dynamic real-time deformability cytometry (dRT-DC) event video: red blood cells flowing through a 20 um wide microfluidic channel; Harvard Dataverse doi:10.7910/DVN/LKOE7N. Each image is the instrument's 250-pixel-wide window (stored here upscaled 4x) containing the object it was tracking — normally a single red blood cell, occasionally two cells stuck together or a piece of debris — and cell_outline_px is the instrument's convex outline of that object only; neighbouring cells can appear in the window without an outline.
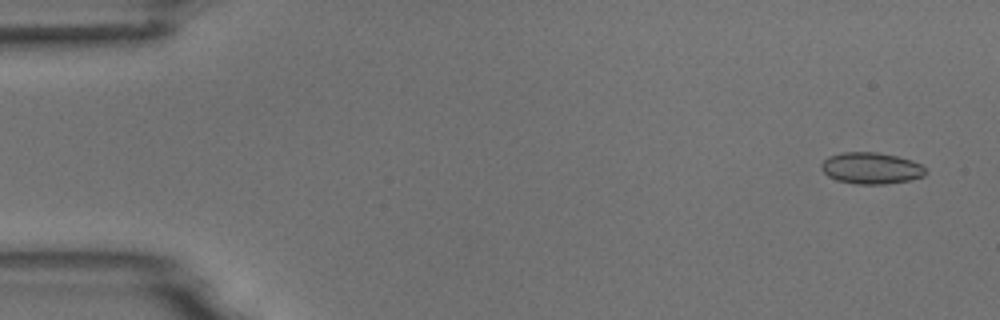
{"species": "common noctule bat (a hibernating species)", "species_latin": "Nyctalus noctula", "temperature_condition": "room temperature", "stored_images_in_passage": 9, "camera_frame_rate_fps": 3000, "um_per_image_px": 0.085, "animal": {"sex": "male", "body_mass_g": 18.8}, "frame": {"image": 1, "passage_image": 1, "time_ms": 0.0, "image_size_px": [1000, 320], "cell_outline_px": [[924, 176], [912, 180], [884, 184], [856, 184], [836, 180], [828, 176], [820, 168], [820, 164], [828, 156], [840, 152], [876, 152], [896, 156], [912, 160], [920, 164], [924, 168]], "centroid_in_image_um": [74.01, 14.29], "position_along_channel_um": 11.0, "area_um2": 19.19}}
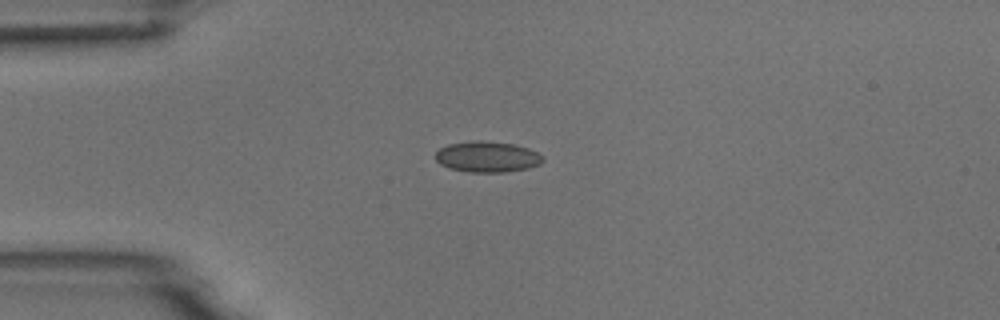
{"frame": {"image": 2, "passage_image": 4, "time_ms": 1.0, "image_size_px": [1000, 320], "cell_outline_px": [[544, 160], [540, 164], [528, 168], [504, 172], [468, 172], [448, 168], [440, 164], [436, 160], [436, 152], [440, 148], [448, 144], [476, 140], [480, 140], [512, 144], [528, 148], [544, 156]], "centroid_in_image_um": [41.41, 13.33], "position_along_channel_um": 43.6, "area_um2": 19.31}}
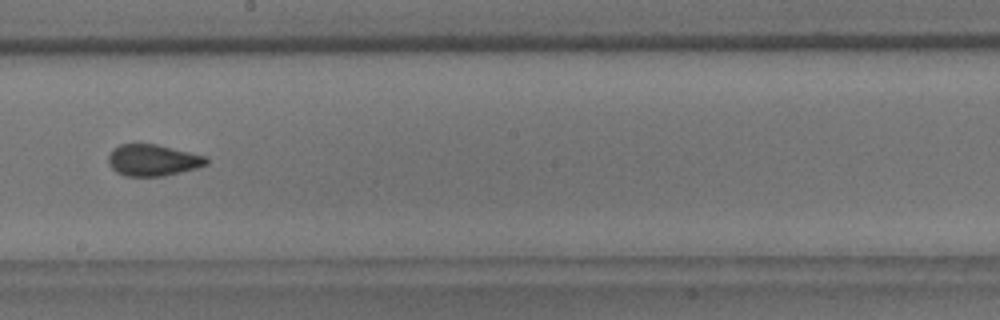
{"frame": {"image": 3, "passage_image": 9, "time_ms": 2.667, "image_size_px": [1000, 320], "cell_outline_px": [[208, 164], [196, 168], [164, 176], [124, 176], [116, 172], [108, 164], [108, 156], [112, 148], [120, 144], [156, 144], [208, 156]], "centroid_in_image_um": [12.98, 13.61], "position_along_channel_um": 235.2, "area_um2": 18.15}}